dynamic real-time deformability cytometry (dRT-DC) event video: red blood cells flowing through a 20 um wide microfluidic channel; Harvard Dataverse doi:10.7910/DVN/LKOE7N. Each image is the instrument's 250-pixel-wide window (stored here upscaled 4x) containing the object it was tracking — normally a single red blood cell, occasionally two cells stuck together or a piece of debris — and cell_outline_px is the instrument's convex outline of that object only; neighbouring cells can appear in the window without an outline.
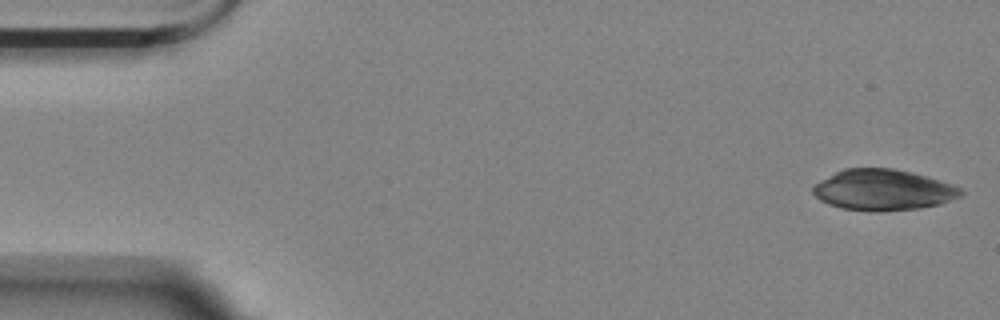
{"species": "Egyptian fruit bat (a non-hibernating species)", "species_latin": "Rousettus aegyptiacus", "temperature_condition": "room temperature", "stored_images_in_passage": 54, "camera_frame_rate_fps": 3000, "um_per_image_px": 0.085, "animal": {"sex": "female"}, "frame": {"image": 1, "passage_image": 1, "time_ms": 0.0, "image_size_px": [1000, 320], "cell_outline_px": [[964, 192], [960, 196], [940, 204], [920, 208], [876, 212], [844, 208], [828, 204], [820, 200], [812, 192], [812, 188], [820, 180], [844, 168], [892, 168], [912, 172], [952, 184], [960, 188]], "centroid_in_image_um": [75.06, 16.14], "position_along_channel_um": 9.9, "area_um2": 35.08}}